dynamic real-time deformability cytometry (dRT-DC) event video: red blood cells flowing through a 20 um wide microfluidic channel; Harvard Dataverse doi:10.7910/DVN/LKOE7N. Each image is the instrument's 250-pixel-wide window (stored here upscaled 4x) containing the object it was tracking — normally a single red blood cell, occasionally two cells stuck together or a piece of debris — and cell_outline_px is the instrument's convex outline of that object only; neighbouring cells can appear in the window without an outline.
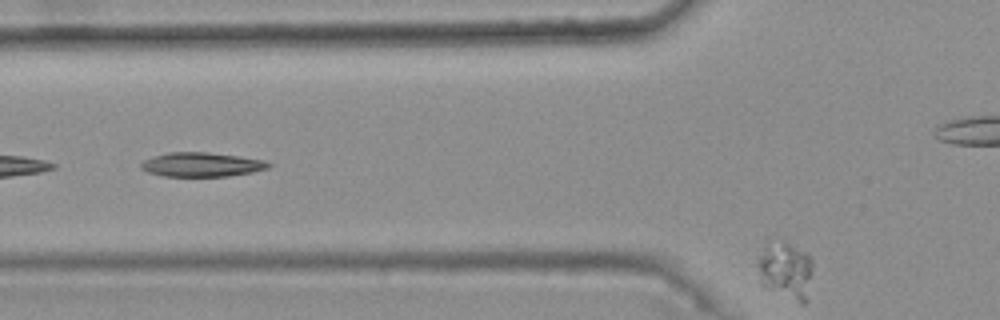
{"species": "common noctule bat (a hibernating species)", "species_latin": "Nyctalus noctula", "temperature_condition": "warm", "stored_images_in_passage": 21, "camera_frame_rate_fps": 3000, "um_per_image_px": 0.085, "animal": {"sex": "female", "body_mass_g": 25.1}, "frame": {"image": 1, "passage_image": 21, "time_ms": 6.667, "image_size_px": [1000, 320], "cell_outline_px": [[812, 272], [808, 300], [804, 304], [800, 304], [764, 288], [760, 284], [752, 264], [764, 244], [788, 244], [804, 252], [812, 260]], "centroid_in_image_um": [66.69, 23.07], "position_along_channel_um": 59.1, "area_um2": 19.07}}